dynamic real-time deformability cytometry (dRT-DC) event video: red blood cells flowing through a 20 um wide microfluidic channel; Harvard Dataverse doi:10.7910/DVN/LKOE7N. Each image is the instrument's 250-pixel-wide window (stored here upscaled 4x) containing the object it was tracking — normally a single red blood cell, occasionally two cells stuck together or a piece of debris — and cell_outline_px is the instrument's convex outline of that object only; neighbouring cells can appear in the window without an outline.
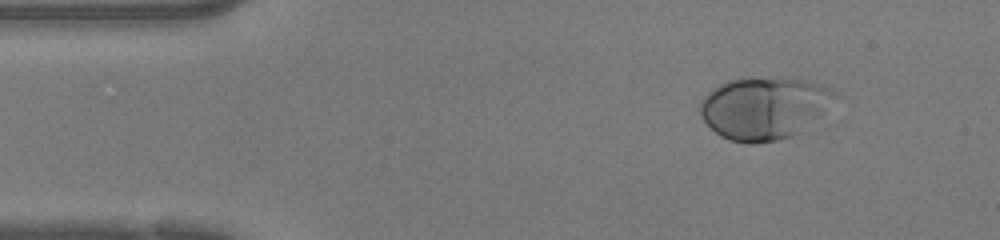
{"species": "human", "species_latin": "Homo sapiens", "temperature_condition": "warm", "stored_images_in_passage": 43, "camera_frame_rate_fps": 3000, "um_per_image_px": 0.085, "donor": {"sex": "female"}, "frame": {"image": 1, "passage_image": 1, "time_ms": 0.0, "image_size_px": [1000, 240], "cell_outline_px": [[836, 96], [824, 112], [792, 136], [776, 140], [752, 144], [748, 144], [728, 140], [720, 136], [700, 116], [700, 104], [704, 96], [712, 88], [728, 80], [776, 76], [808, 80], [824, 84], [832, 88], [836, 92]], "centroid_in_image_um": [64.95, 9.15], "position_along_channel_um": 20.1, "area_um2": 49.07}}
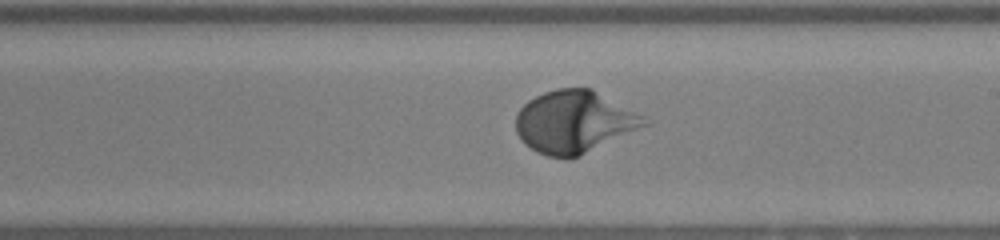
{"frame": {"image": 2, "passage_image": 22, "time_ms": 7.0, "image_size_px": [1000, 240], "cell_outline_px": [[652, 124], [580, 156], [548, 156], [536, 152], [516, 132], [516, 112], [528, 100], [544, 92], [556, 88], [592, 88], [644, 116]], "centroid_in_image_um": [48.85, 10.34], "position_along_channel_um": 240.1, "area_um2": 46.53}}
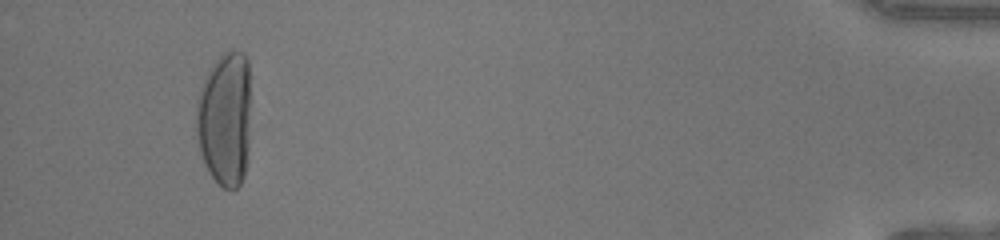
{"frame": {"image": 3, "passage_image": 40, "time_ms": 13.0, "image_size_px": [1000, 240], "cell_outline_px": [[248, 160], [244, 176], [240, 184], [236, 188], [224, 188], [212, 176], [204, 164], [200, 152], [196, 136], [196, 108], [200, 88], [212, 64], [224, 52], [232, 48], [244, 52], [248, 60]], "centroid_in_image_um": [19.1, 10.09], "position_along_channel_um": 416.1, "area_um2": 42.77}, "authors_computed_cell_mechanics": {"area_um2": 43.928, "velocity_mm_per_s": 4.2204, "shape_relaxation_time_tau1_ms": 3.8696, "shape_relaxation_time_tau2_ms": null, "deformation_change_tau1": 0.2621, "deformation_change_tau2": null}}